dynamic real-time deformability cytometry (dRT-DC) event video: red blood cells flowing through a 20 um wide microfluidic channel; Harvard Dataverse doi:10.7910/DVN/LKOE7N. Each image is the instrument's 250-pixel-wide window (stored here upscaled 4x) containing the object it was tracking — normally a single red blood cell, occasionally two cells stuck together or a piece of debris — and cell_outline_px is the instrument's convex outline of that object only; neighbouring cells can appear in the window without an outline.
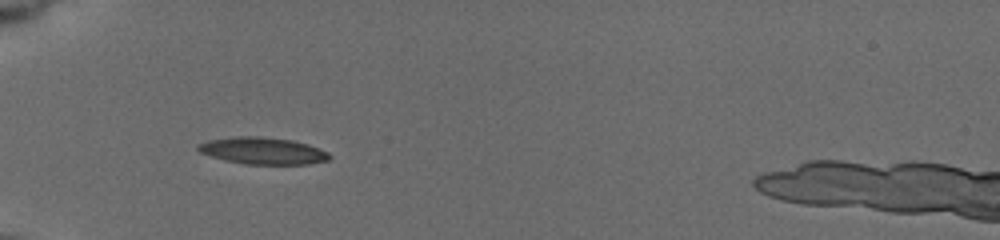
{"species": "common noctule bat (a hibernating species)", "species_latin": "Nyctalus noctula", "temperature_condition": "cold", "stored_images_in_passage": 39, "camera_frame_rate_fps": 3000, "um_per_image_px": 0.085, "animal": {"sex": "female", "body_mass_g": 19.5, "forearm_length_mm": 54.1}, "frame": {"image": 1, "passage_image": 7, "time_ms": 1.0, "image_size_px": [1000, 240], "cell_outline_px": [[332, 156], [328, 160], [308, 164], [244, 164], [224, 160], [200, 152], [196, 148], [196, 144], [208, 140], [236, 136], [260, 136], [292, 140], [308, 144], [328, 152]], "centroid_in_image_um": [22.32, 12.81], "position_along_channel_um": 62.7, "area_um2": 20.63}}
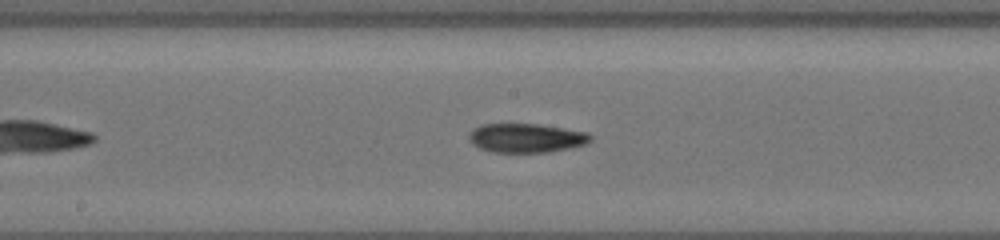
{"frame": {"image": 2, "passage_image": 24, "time_ms": 5.0, "image_size_px": [1000, 240], "cell_outline_px": [[592, 140], [584, 144], [572, 148], [548, 152], [492, 152], [480, 148], [472, 144], [468, 140], [468, 136], [472, 128], [480, 124], [536, 124], [584, 132], [592, 136]], "centroid_in_image_um": [44.67, 11.73], "position_along_channel_um": 203.5, "area_um2": 20.52}}
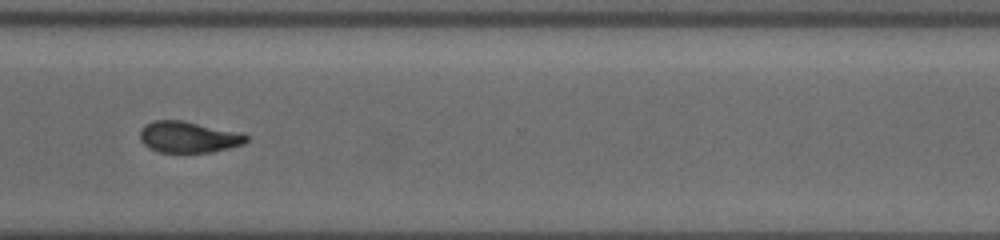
{"frame": {"image": 3, "passage_image": 38, "time_ms": 9.0, "image_size_px": [1000, 240], "cell_outline_px": [[248, 140], [244, 144], [228, 148], [208, 152], [160, 152], [148, 148], [140, 140], [140, 128], [144, 124], [152, 120], [180, 120], [248, 136]], "centroid_in_image_um": [15.9, 11.66], "position_along_channel_um": 354.7, "area_um2": 18.84}}